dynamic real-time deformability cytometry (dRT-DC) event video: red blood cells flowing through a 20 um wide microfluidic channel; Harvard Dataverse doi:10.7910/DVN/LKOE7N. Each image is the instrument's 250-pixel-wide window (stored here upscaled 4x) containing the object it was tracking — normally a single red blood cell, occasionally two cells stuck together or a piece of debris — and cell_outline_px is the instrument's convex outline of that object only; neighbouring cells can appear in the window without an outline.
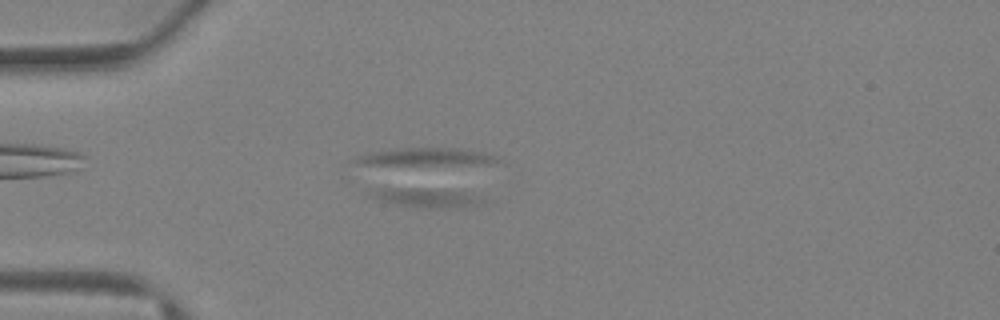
{"species": "Egyptian fruit bat (a non-hibernating species)", "species_latin": "Rousettus aegyptiacus", "temperature_condition": "warm", "stored_images_in_passage": 52, "camera_frame_rate_fps": 3000, "um_per_image_px": 0.085, "animal": {"sex": "female"}, "frame": {"image": 1, "passage_image": 15, "time_ms": 4.667, "image_size_px": [1000, 320], "cell_outline_px": [[484, 204], [464, 208], [424, 208], [400, 204], [384, 200], [372, 196], [380, 188], [416, 188], [472, 192], [484, 200]], "centroid_in_image_um": [36.51, 16.82], "position_along_channel_um": 48.5, "area_um2": 12.25}}